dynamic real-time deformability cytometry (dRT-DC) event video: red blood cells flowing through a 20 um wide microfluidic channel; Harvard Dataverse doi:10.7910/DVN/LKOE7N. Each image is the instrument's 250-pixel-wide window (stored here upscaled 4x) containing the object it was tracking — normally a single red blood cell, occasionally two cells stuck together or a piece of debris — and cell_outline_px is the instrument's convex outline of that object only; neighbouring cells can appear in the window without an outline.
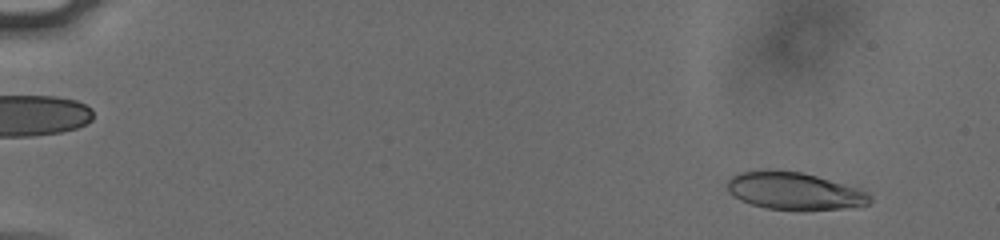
{"species": "human", "species_latin": "Homo sapiens", "temperature_condition": "cold", "stored_images_in_passage": 55, "camera_frame_rate_fps": 3000, "um_per_image_px": 0.085, "donor": {"sex": "male"}, "frame": {"image": 1, "passage_image": 5, "time_ms": 1.333, "image_size_px": [1000, 240], "cell_outline_px": [[872, 200], [868, 204], [844, 208], [764, 208], [740, 200], [732, 196], [728, 192], [728, 180], [736, 172], [760, 168], [768, 168], [804, 172], [860, 188], [868, 192], [872, 196]], "centroid_in_image_um": [67.47, 16.17], "position_along_channel_um": 17.5, "area_um2": 31.21}}
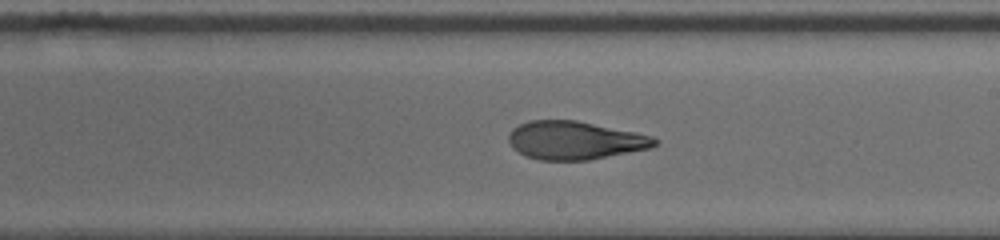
{"frame": {"image": 2, "passage_image": 34, "time_ms": 11.0, "image_size_px": [1000, 240], "cell_outline_px": [[660, 144], [652, 148], [588, 160], [540, 160], [524, 156], [512, 148], [508, 140], [508, 136], [512, 128], [528, 120], [576, 120], [636, 132], [652, 136], [660, 140]], "centroid_in_image_um": [48.88, 11.93], "position_along_channel_um": 240.1, "area_um2": 32.89}}
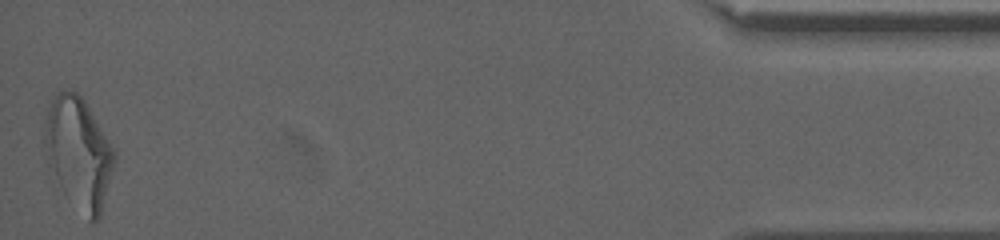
{"frame": {"image": 3, "passage_image": 55, "time_ms": 18.0, "image_size_px": [1000, 240], "cell_outline_px": [[116, 156], [100, 216], [96, 224], [92, 224], [64, 196], [48, 172], [44, 140], [44, 120], [48, 104], [56, 88], [72, 88], [84, 100], [116, 152]], "centroid_in_image_um": [6.61, 12.98], "position_along_channel_um": 428.6, "area_um2": 46.36}, "authors_computed_cell_mechanics": {"area_um2": 32.8882, "velocity_mm_per_s": 3.8109, "shape_relaxation_time_tau1_ms": 6.5072, "shape_relaxation_time_tau2_ms": 2.5662, "deformation_change_tau1": 0.2087, "deformation_change_tau2": 0.1051}}